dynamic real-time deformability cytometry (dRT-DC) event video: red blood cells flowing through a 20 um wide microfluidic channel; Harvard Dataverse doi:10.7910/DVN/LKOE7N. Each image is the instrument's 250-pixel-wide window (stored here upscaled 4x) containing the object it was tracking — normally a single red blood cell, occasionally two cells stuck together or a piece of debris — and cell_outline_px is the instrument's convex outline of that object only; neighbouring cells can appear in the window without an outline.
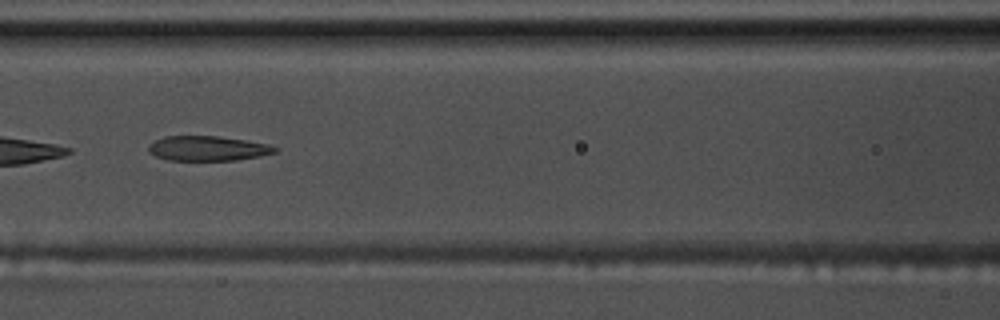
{"species": "common noctule bat (a hibernating species)", "species_latin": "Nyctalus noctula", "temperature_condition": "warm", "stored_images_in_passage": 6, "camera_frame_rate_fps": 3000, "um_per_image_px": 0.085, "animal": {"sex": "male", "body_mass_g": 17.5, "forearm_length_mm": 52.3}, "frame": {"image": 1, "passage_image": 5, "time_ms": 1.333, "image_size_px": [1000, 320], "cell_outline_px": [[280, 148], [276, 152], [260, 156], [236, 160], [168, 160], [156, 156], [148, 152], [148, 144], [164, 136], [220, 136], [268, 144]], "centroid_in_image_um": [17.65, 12.61], "position_along_channel_um": 148.9, "area_um2": 18.32}}